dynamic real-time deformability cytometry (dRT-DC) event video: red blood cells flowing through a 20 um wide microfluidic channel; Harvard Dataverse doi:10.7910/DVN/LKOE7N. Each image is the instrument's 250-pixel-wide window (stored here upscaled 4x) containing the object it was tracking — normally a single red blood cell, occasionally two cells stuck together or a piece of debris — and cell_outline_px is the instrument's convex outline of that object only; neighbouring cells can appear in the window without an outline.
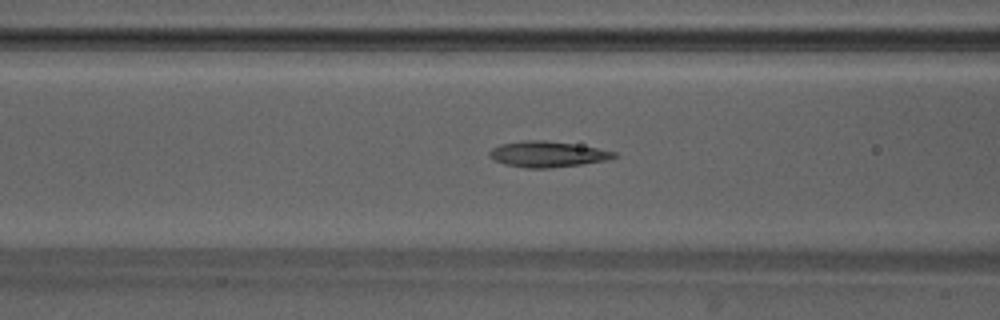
{"species": "Egyptian fruit bat (a non-hibernating species)", "species_latin": "Rousettus aegyptiacus", "temperature_condition": "warm", "stored_images_in_passage": 46, "camera_frame_rate_fps": 3000, "um_per_image_px": 0.085, "animal": {"sex": "male"}, "frame": {"image": 1, "passage_image": 17, "time_ms": 5.333, "image_size_px": [1000, 320], "cell_outline_px": [[616, 156], [608, 160], [580, 164], [548, 168], [524, 168], [504, 164], [488, 156], [488, 152], [492, 148], [500, 144], [524, 140], [544, 140], [572, 144], [596, 148], [616, 152]], "centroid_in_image_um": [46.48, 13.11], "position_along_channel_um": 120.1, "area_um2": 18.55}}
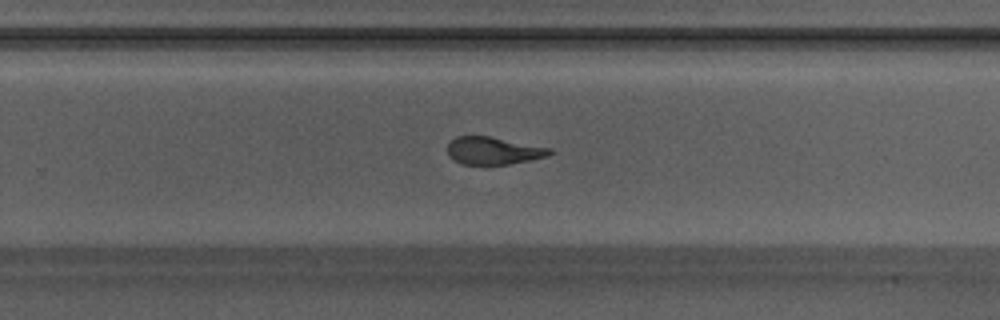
{"frame": {"image": 2, "passage_image": 29, "time_ms": 9.333, "image_size_px": [1000, 320], "cell_outline_px": [[552, 152], [548, 156], [532, 160], [508, 164], [464, 164], [448, 156], [448, 144], [456, 136], [488, 136], [552, 148]], "centroid_in_image_um": [41.96, 12.81], "position_along_channel_um": 287.8, "area_um2": 16.24}}
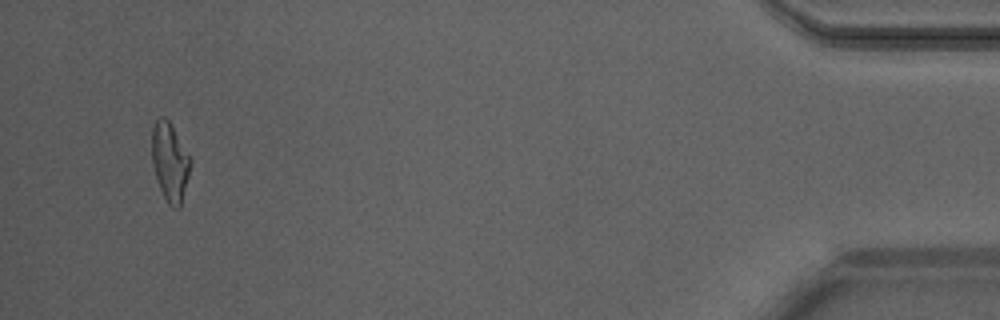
{"frame": {"image": 3, "passage_image": 44, "time_ms": 14.333, "image_size_px": [1000, 320], "cell_outline_px": [[192, 160], [180, 208], [172, 208], [168, 204], [156, 180], [152, 164], [152, 128], [156, 120], [160, 116], [164, 116], [168, 120]], "centroid_in_image_um": [14.43, 13.77], "position_along_channel_um": 420.8, "area_um2": 17.51}, "authors_computed_cell_mechanics": {"area_um2": 18.0336, "velocity_mm_per_s": 4.2057, "shape_relaxation_time_tau1_ms": 5.9286, "shape_relaxation_time_tau2_ms": 1.9017, "deformation_change_tau1": 0.2074, "deformation_change_tau2": 0.09}}